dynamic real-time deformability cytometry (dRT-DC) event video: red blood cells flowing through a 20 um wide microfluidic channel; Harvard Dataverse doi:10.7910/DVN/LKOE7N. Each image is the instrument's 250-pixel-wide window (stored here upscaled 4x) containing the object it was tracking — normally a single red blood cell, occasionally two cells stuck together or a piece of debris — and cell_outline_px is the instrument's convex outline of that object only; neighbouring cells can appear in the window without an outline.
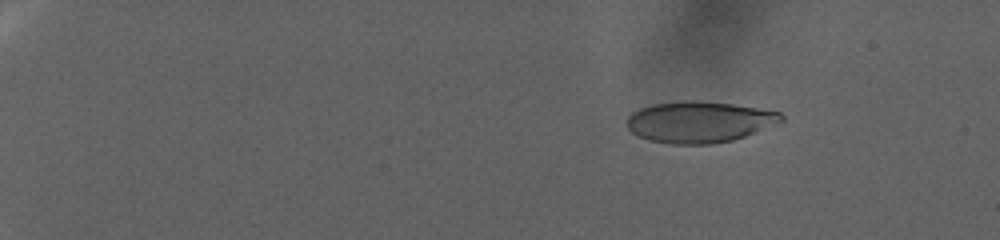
{"species": "human", "species_latin": "Homo sapiens", "temperature_condition": "warm", "stored_images_in_passage": 101, "camera_frame_rate_fps": 3000, "um_per_image_px": 0.085, "donor": {"sex": "female"}, "frame": {"image": 1, "passage_image": 18, "time_ms": 5.667, "image_size_px": [1000, 240], "cell_outline_px": [[784, 120], [744, 136], [732, 140], [712, 144], [672, 144], [648, 140], [632, 132], [628, 128], [628, 116], [632, 112], [640, 108], [652, 104], [684, 100], [696, 100], [732, 104], [780, 112], [784, 116]], "centroid_in_image_um": [59.41, 10.36], "position_along_channel_um": 25.6, "area_um2": 36.82}}
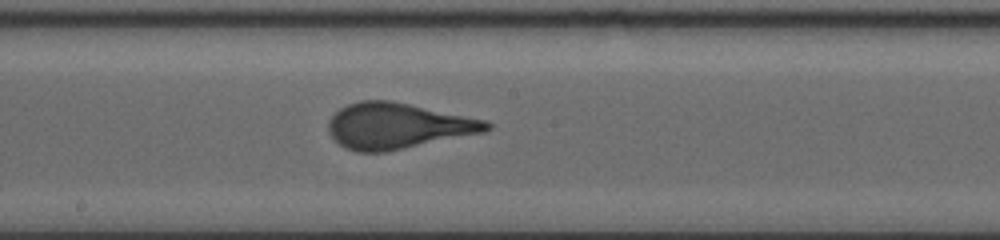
{"frame": {"image": 2, "passage_image": 64, "time_ms": 21.0, "image_size_px": [1000, 240], "cell_outline_px": [[492, 128], [484, 132], [384, 152], [356, 152], [344, 148], [328, 132], [328, 120], [340, 108], [348, 104], [360, 100], [392, 100], [484, 120], [492, 124]], "centroid_in_image_um": [33.76, 10.7], "position_along_channel_um": 214.4, "area_um2": 41.91}}
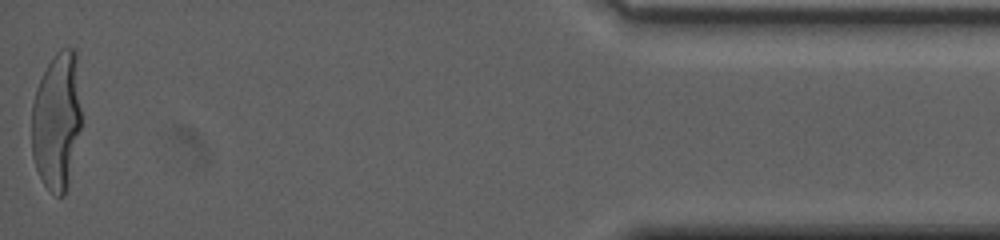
{"frame": {"image": 3, "passage_image": 101, "time_ms": 33.333, "image_size_px": [1000, 240], "cell_outline_px": [[80, 128], [68, 184], [64, 196], [56, 196], [44, 184], [36, 168], [32, 156], [32, 104], [36, 88], [48, 64], [56, 52], [60, 48], [72, 48], [76, 52], [80, 108]], "centroid_in_image_um": [4.81, 10.28], "position_along_channel_um": 430.4, "area_um2": 39.59}, "authors_computed_cell_mechanics": {"area_um2": 40.3444, "velocity_mm_per_s": 2.2616, "shape_relaxation_time_tau1_ms": 10.2092, "shape_relaxation_time_tau2_ms": null, "deformation_change_tau1": 0.2893, "deformation_change_tau2": null}}